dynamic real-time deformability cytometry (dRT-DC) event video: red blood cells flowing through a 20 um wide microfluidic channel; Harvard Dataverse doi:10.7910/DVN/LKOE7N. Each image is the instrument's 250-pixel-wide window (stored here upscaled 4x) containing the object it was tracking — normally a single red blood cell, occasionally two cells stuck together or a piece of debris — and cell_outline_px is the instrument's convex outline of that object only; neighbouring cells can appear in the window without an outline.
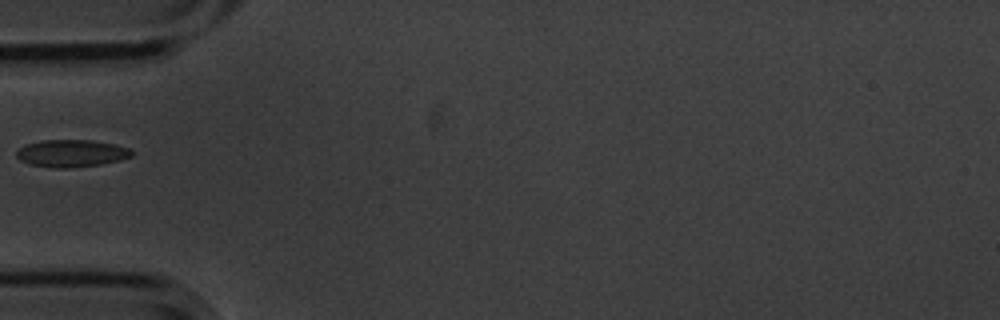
{"species": "common noctule bat (a hibernating species)", "species_latin": "Nyctalus noctula", "temperature_condition": "cold", "stored_images_in_passage": 2, "camera_frame_rate_fps": 3000, "um_per_image_px": 0.085, "animal": {"sex": "male", "body_mass_g": 20.1, "forearm_length_mm": 53.5}, "frame": {"image": 1, "passage_image": 1, "time_ms": 0.0, "image_size_px": [1000, 320], "cell_outline_px": [[132, 156], [120, 160], [100, 164], [68, 168], [52, 168], [28, 164], [20, 160], [16, 156], [16, 152], [24, 144], [44, 140], [92, 140], [116, 144], [128, 148], [132, 152]], "centroid_in_image_um": [6.04, 13.03], "position_along_channel_um": 79.0, "area_um2": 18.38}}
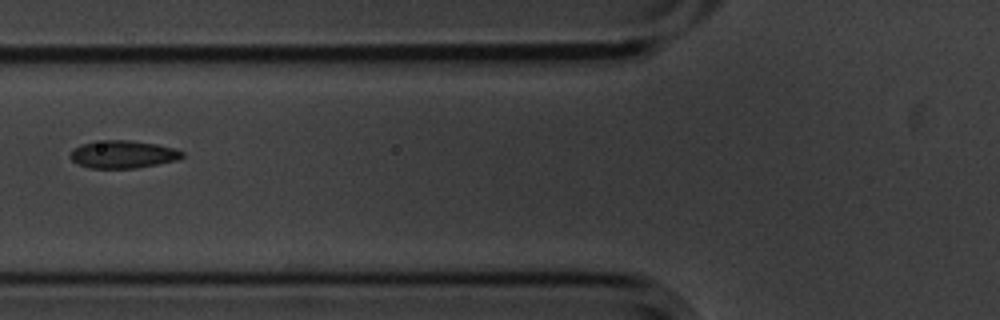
{"frame": {"image": 2, "passage_image": 2, "time_ms": 0.333, "image_size_px": [1000, 320], "cell_outline_px": [[184, 156], [180, 160], [136, 168], [88, 168], [76, 164], [68, 156], [72, 148], [80, 144], [104, 140], [128, 140], [156, 144], [172, 148], [184, 152]], "centroid_in_image_um": [10.41, 13.13], "position_along_channel_um": 115.4, "area_um2": 18.26}}